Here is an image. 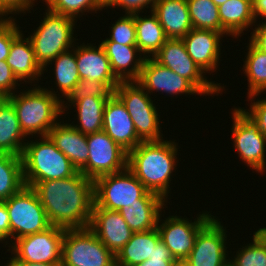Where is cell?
I'll return each mask as SVG.
<instances>
[{
    "mask_svg": "<svg viewBox=\"0 0 266 266\" xmlns=\"http://www.w3.org/2000/svg\"><path fill=\"white\" fill-rule=\"evenodd\" d=\"M53 226L88 228L94 206V182L77 171L59 180L39 181L32 186Z\"/></svg>",
    "mask_w": 266,
    "mask_h": 266,
    "instance_id": "1",
    "label": "cell"
},
{
    "mask_svg": "<svg viewBox=\"0 0 266 266\" xmlns=\"http://www.w3.org/2000/svg\"><path fill=\"white\" fill-rule=\"evenodd\" d=\"M176 140L141 142L127 153V168L145 186L166 201L172 173L177 169L178 143ZM177 162V163H176ZM170 188V189H169Z\"/></svg>",
    "mask_w": 266,
    "mask_h": 266,
    "instance_id": "2",
    "label": "cell"
},
{
    "mask_svg": "<svg viewBox=\"0 0 266 266\" xmlns=\"http://www.w3.org/2000/svg\"><path fill=\"white\" fill-rule=\"evenodd\" d=\"M35 85L32 89L28 88L7 97L16 110L23 133L28 138L31 135L32 138L33 135L36 137L37 134L39 137L48 136L49 131L60 121L58 117L64 114L60 94H56L58 91Z\"/></svg>",
    "mask_w": 266,
    "mask_h": 266,
    "instance_id": "3",
    "label": "cell"
},
{
    "mask_svg": "<svg viewBox=\"0 0 266 266\" xmlns=\"http://www.w3.org/2000/svg\"><path fill=\"white\" fill-rule=\"evenodd\" d=\"M93 182V208L119 211L135 203H168L160 195L148 191L127 167L122 171L98 177Z\"/></svg>",
    "mask_w": 266,
    "mask_h": 266,
    "instance_id": "4",
    "label": "cell"
},
{
    "mask_svg": "<svg viewBox=\"0 0 266 266\" xmlns=\"http://www.w3.org/2000/svg\"><path fill=\"white\" fill-rule=\"evenodd\" d=\"M21 157L24 182L29 187L39 181L65 179L77 172L49 136L27 141Z\"/></svg>",
    "mask_w": 266,
    "mask_h": 266,
    "instance_id": "5",
    "label": "cell"
},
{
    "mask_svg": "<svg viewBox=\"0 0 266 266\" xmlns=\"http://www.w3.org/2000/svg\"><path fill=\"white\" fill-rule=\"evenodd\" d=\"M39 27L28 36L36 61L44 68L60 53L74 47V29L77 19L53 12L47 8ZM76 21V22H75Z\"/></svg>",
    "mask_w": 266,
    "mask_h": 266,
    "instance_id": "6",
    "label": "cell"
},
{
    "mask_svg": "<svg viewBox=\"0 0 266 266\" xmlns=\"http://www.w3.org/2000/svg\"><path fill=\"white\" fill-rule=\"evenodd\" d=\"M114 94L124 104L142 142L161 141L160 115L151 95L136 81H121Z\"/></svg>",
    "mask_w": 266,
    "mask_h": 266,
    "instance_id": "7",
    "label": "cell"
},
{
    "mask_svg": "<svg viewBox=\"0 0 266 266\" xmlns=\"http://www.w3.org/2000/svg\"><path fill=\"white\" fill-rule=\"evenodd\" d=\"M10 219V242L46 230L51 226L44 207L32 187L20 191L3 201ZM13 239V240H12Z\"/></svg>",
    "mask_w": 266,
    "mask_h": 266,
    "instance_id": "8",
    "label": "cell"
},
{
    "mask_svg": "<svg viewBox=\"0 0 266 266\" xmlns=\"http://www.w3.org/2000/svg\"><path fill=\"white\" fill-rule=\"evenodd\" d=\"M63 266H116L115 255L89 229H66L62 241Z\"/></svg>",
    "mask_w": 266,
    "mask_h": 266,
    "instance_id": "9",
    "label": "cell"
},
{
    "mask_svg": "<svg viewBox=\"0 0 266 266\" xmlns=\"http://www.w3.org/2000/svg\"><path fill=\"white\" fill-rule=\"evenodd\" d=\"M152 58L187 79L201 95H218L224 89L220 83L207 80L206 74L188 55L182 39H168Z\"/></svg>",
    "mask_w": 266,
    "mask_h": 266,
    "instance_id": "10",
    "label": "cell"
},
{
    "mask_svg": "<svg viewBox=\"0 0 266 266\" xmlns=\"http://www.w3.org/2000/svg\"><path fill=\"white\" fill-rule=\"evenodd\" d=\"M65 230L51 225L44 231L14 240L7 251H11L13 260L45 264L61 263Z\"/></svg>",
    "mask_w": 266,
    "mask_h": 266,
    "instance_id": "11",
    "label": "cell"
},
{
    "mask_svg": "<svg viewBox=\"0 0 266 266\" xmlns=\"http://www.w3.org/2000/svg\"><path fill=\"white\" fill-rule=\"evenodd\" d=\"M233 109L231 139L234 149L243 163L261 174L266 171V137L239 107Z\"/></svg>",
    "mask_w": 266,
    "mask_h": 266,
    "instance_id": "12",
    "label": "cell"
},
{
    "mask_svg": "<svg viewBox=\"0 0 266 266\" xmlns=\"http://www.w3.org/2000/svg\"><path fill=\"white\" fill-rule=\"evenodd\" d=\"M161 217L160 215L157 224L161 241L167 246L176 261H185L195 245L199 230L213 215L204 211L194 219V222L177 215H170L163 221Z\"/></svg>",
    "mask_w": 266,
    "mask_h": 266,
    "instance_id": "13",
    "label": "cell"
},
{
    "mask_svg": "<svg viewBox=\"0 0 266 266\" xmlns=\"http://www.w3.org/2000/svg\"><path fill=\"white\" fill-rule=\"evenodd\" d=\"M89 156L87 164L80 170L91 180L116 173L127 167V152L103 130L87 135Z\"/></svg>",
    "mask_w": 266,
    "mask_h": 266,
    "instance_id": "14",
    "label": "cell"
},
{
    "mask_svg": "<svg viewBox=\"0 0 266 266\" xmlns=\"http://www.w3.org/2000/svg\"><path fill=\"white\" fill-rule=\"evenodd\" d=\"M219 220L213 216L199 230L195 245L185 260L189 266H227L229 264L228 247H226L227 231Z\"/></svg>",
    "mask_w": 266,
    "mask_h": 266,
    "instance_id": "15",
    "label": "cell"
},
{
    "mask_svg": "<svg viewBox=\"0 0 266 266\" xmlns=\"http://www.w3.org/2000/svg\"><path fill=\"white\" fill-rule=\"evenodd\" d=\"M148 94L165 92L169 95H196L201 93L184 77L162 66L152 57H146L139 78L136 80ZM153 91V92H152Z\"/></svg>",
    "mask_w": 266,
    "mask_h": 266,
    "instance_id": "16",
    "label": "cell"
},
{
    "mask_svg": "<svg viewBox=\"0 0 266 266\" xmlns=\"http://www.w3.org/2000/svg\"><path fill=\"white\" fill-rule=\"evenodd\" d=\"M88 228L114 255L134 233L119 211L106 208H93Z\"/></svg>",
    "mask_w": 266,
    "mask_h": 266,
    "instance_id": "17",
    "label": "cell"
},
{
    "mask_svg": "<svg viewBox=\"0 0 266 266\" xmlns=\"http://www.w3.org/2000/svg\"><path fill=\"white\" fill-rule=\"evenodd\" d=\"M102 130L127 153L142 142L130 114L115 94L105 104Z\"/></svg>",
    "mask_w": 266,
    "mask_h": 266,
    "instance_id": "18",
    "label": "cell"
},
{
    "mask_svg": "<svg viewBox=\"0 0 266 266\" xmlns=\"http://www.w3.org/2000/svg\"><path fill=\"white\" fill-rule=\"evenodd\" d=\"M225 35L213 30L195 29L182 38L191 59L206 74L215 72L220 65L221 39Z\"/></svg>",
    "mask_w": 266,
    "mask_h": 266,
    "instance_id": "19",
    "label": "cell"
},
{
    "mask_svg": "<svg viewBox=\"0 0 266 266\" xmlns=\"http://www.w3.org/2000/svg\"><path fill=\"white\" fill-rule=\"evenodd\" d=\"M90 44V45H89ZM75 45V57L80 79H89L104 83H120L113 73L110 61L101 45L91 43Z\"/></svg>",
    "mask_w": 266,
    "mask_h": 266,
    "instance_id": "20",
    "label": "cell"
},
{
    "mask_svg": "<svg viewBox=\"0 0 266 266\" xmlns=\"http://www.w3.org/2000/svg\"><path fill=\"white\" fill-rule=\"evenodd\" d=\"M99 44L105 50L111 69L120 81H136L139 78L146 57H142L137 45H122L112 41H102Z\"/></svg>",
    "mask_w": 266,
    "mask_h": 266,
    "instance_id": "21",
    "label": "cell"
},
{
    "mask_svg": "<svg viewBox=\"0 0 266 266\" xmlns=\"http://www.w3.org/2000/svg\"><path fill=\"white\" fill-rule=\"evenodd\" d=\"M63 123V124H61ZM56 147L70 160L71 164L80 171L89 156L87 135H84L69 123L58 122L48 133Z\"/></svg>",
    "mask_w": 266,
    "mask_h": 266,
    "instance_id": "22",
    "label": "cell"
},
{
    "mask_svg": "<svg viewBox=\"0 0 266 266\" xmlns=\"http://www.w3.org/2000/svg\"><path fill=\"white\" fill-rule=\"evenodd\" d=\"M152 11L168 39H182L193 28L186 0H157Z\"/></svg>",
    "mask_w": 266,
    "mask_h": 266,
    "instance_id": "23",
    "label": "cell"
},
{
    "mask_svg": "<svg viewBox=\"0 0 266 266\" xmlns=\"http://www.w3.org/2000/svg\"><path fill=\"white\" fill-rule=\"evenodd\" d=\"M21 32L13 41L6 63L11 67L17 79L25 83L38 81L45 72L36 61L35 53L30 39L24 38ZM40 77V78H39ZM36 80V81H35Z\"/></svg>",
    "mask_w": 266,
    "mask_h": 266,
    "instance_id": "24",
    "label": "cell"
},
{
    "mask_svg": "<svg viewBox=\"0 0 266 266\" xmlns=\"http://www.w3.org/2000/svg\"><path fill=\"white\" fill-rule=\"evenodd\" d=\"M218 9L221 27L228 37L231 35L239 38L243 35V31L256 24L253 0H228Z\"/></svg>",
    "mask_w": 266,
    "mask_h": 266,
    "instance_id": "25",
    "label": "cell"
},
{
    "mask_svg": "<svg viewBox=\"0 0 266 266\" xmlns=\"http://www.w3.org/2000/svg\"><path fill=\"white\" fill-rule=\"evenodd\" d=\"M25 137L28 136L21 129L16 110L6 99L0 105V153L22 156L27 141Z\"/></svg>",
    "mask_w": 266,
    "mask_h": 266,
    "instance_id": "26",
    "label": "cell"
},
{
    "mask_svg": "<svg viewBox=\"0 0 266 266\" xmlns=\"http://www.w3.org/2000/svg\"><path fill=\"white\" fill-rule=\"evenodd\" d=\"M160 240L157 228L134 232L130 240L115 255L116 266H135L150 259L153 249Z\"/></svg>",
    "mask_w": 266,
    "mask_h": 266,
    "instance_id": "27",
    "label": "cell"
},
{
    "mask_svg": "<svg viewBox=\"0 0 266 266\" xmlns=\"http://www.w3.org/2000/svg\"><path fill=\"white\" fill-rule=\"evenodd\" d=\"M139 14H134L136 45L144 57H153L168 38L152 10L145 17Z\"/></svg>",
    "mask_w": 266,
    "mask_h": 266,
    "instance_id": "28",
    "label": "cell"
},
{
    "mask_svg": "<svg viewBox=\"0 0 266 266\" xmlns=\"http://www.w3.org/2000/svg\"><path fill=\"white\" fill-rule=\"evenodd\" d=\"M109 98L85 97L70 104L76 107L77 117L79 121L74 126L84 135L93 134L103 129V112L106 102Z\"/></svg>",
    "mask_w": 266,
    "mask_h": 266,
    "instance_id": "29",
    "label": "cell"
},
{
    "mask_svg": "<svg viewBox=\"0 0 266 266\" xmlns=\"http://www.w3.org/2000/svg\"><path fill=\"white\" fill-rule=\"evenodd\" d=\"M165 203H135L119 210L133 232H145L157 228ZM163 208V209H162Z\"/></svg>",
    "mask_w": 266,
    "mask_h": 266,
    "instance_id": "30",
    "label": "cell"
},
{
    "mask_svg": "<svg viewBox=\"0 0 266 266\" xmlns=\"http://www.w3.org/2000/svg\"><path fill=\"white\" fill-rule=\"evenodd\" d=\"M52 63L55 65L53 70L55 74L54 78L56 79L55 84L60 91L59 93H61L59 99L64 101V99L61 98H66L76 83L80 80L75 57V45L74 48L60 53L56 58L51 60L43 68V71L47 69V66L50 65L51 67V65H53Z\"/></svg>",
    "mask_w": 266,
    "mask_h": 266,
    "instance_id": "31",
    "label": "cell"
},
{
    "mask_svg": "<svg viewBox=\"0 0 266 266\" xmlns=\"http://www.w3.org/2000/svg\"><path fill=\"white\" fill-rule=\"evenodd\" d=\"M25 186L21 156L0 153V202Z\"/></svg>",
    "mask_w": 266,
    "mask_h": 266,
    "instance_id": "32",
    "label": "cell"
},
{
    "mask_svg": "<svg viewBox=\"0 0 266 266\" xmlns=\"http://www.w3.org/2000/svg\"><path fill=\"white\" fill-rule=\"evenodd\" d=\"M247 47L242 70L247 77L249 97L266 91V53L257 49L250 41Z\"/></svg>",
    "mask_w": 266,
    "mask_h": 266,
    "instance_id": "33",
    "label": "cell"
},
{
    "mask_svg": "<svg viewBox=\"0 0 266 266\" xmlns=\"http://www.w3.org/2000/svg\"><path fill=\"white\" fill-rule=\"evenodd\" d=\"M192 27L220 32L228 35L221 27L219 9L212 0H186Z\"/></svg>",
    "mask_w": 266,
    "mask_h": 266,
    "instance_id": "34",
    "label": "cell"
},
{
    "mask_svg": "<svg viewBox=\"0 0 266 266\" xmlns=\"http://www.w3.org/2000/svg\"><path fill=\"white\" fill-rule=\"evenodd\" d=\"M252 238V243L239 248L232 260L229 258L231 266H266V227L255 231Z\"/></svg>",
    "mask_w": 266,
    "mask_h": 266,
    "instance_id": "35",
    "label": "cell"
},
{
    "mask_svg": "<svg viewBox=\"0 0 266 266\" xmlns=\"http://www.w3.org/2000/svg\"><path fill=\"white\" fill-rule=\"evenodd\" d=\"M118 85L119 83H104L89 79H80L65 98L67 102L62 101V111L65 113V111L69 110L70 103L72 104L85 97L110 98Z\"/></svg>",
    "mask_w": 266,
    "mask_h": 266,
    "instance_id": "36",
    "label": "cell"
},
{
    "mask_svg": "<svg viewBox=\"0 0 266 266\" xmlns=\"http://www.w3.org/2000/svg\"><path fill=\"white\" fill-rule=\"evenodd\" d=\"M49 10L72 17H82L83 13L105 10V0H43ZM81 13V14H80Z\"/></svg>",
    "mask_w": 266,
    "mask_h": 266,
    "instance_id": "37",
    "label": "cell"
},
{
    "mask_svg": "<svg viewBox=\"0 0 266 266\" xmlns=\"http://www.w3.org/2000/svg\"><path fill=\"white\" fill-rule=\"evenodd\" d=\"M110 37L103 41L117 42L122 45H136V26L134 14H125L112 24Z\"/></svg>",
    "mask_w": 266,
    "mask_h": 266,
    "instance_id": "38",
    "label": "cell"
},
{
    "mask_svg": "<svg viewBox=\"0 0 266 266\" xmlns=\"http://www.w3.org/2000/svg\"><path fill=\"white\" fill-rule=\"evenodd\" d=\"M13 16L0 17V61H6L12 41L22 32Z\"/></svg>",
    "mask_w": 266,
    "mask_h": 266,
    "instance_id": "39",
    "label": "cell"
},
{
    "mask_svg": "<svg viewBox=\"0 0 266 266\" xmlns=\"http://www.w3.org/2000/svg\"><path fill=\"white\" fill-rule=\"evenodd\" d=\"M257 96L259 97V95H252L248 97V99L251 100L250 109L247 110L241 107L239 108L266 137V98L258 100ZM254 98L257 101H254Z\"/></svg>",
    "mask_w": 266,
    "mask_h": 266,
    "instance_id": "40",
    "label": "cell"
},
{
    "mask_svg": "<svg viewBox=\"0 0 266 266\" xmlns=\"http://www.w3.org/2000/svg\"><path fill=\"white\" fill-rule=\"evenodd\" d=\"M176 262L170 250L160 240L153 249L150 259L135 266H174Z\"/></svg>",
    "mask_w": 266,
    "mask_h": 266,
    "instance_id": "41",
    "label": "cell"
},
{
    "mask_svg": "<svg viewBox=\"0 0 266 266\" xmlns=\"http://www.w3.org/2000/svg\"><path fill=\"white\" fill-rule=\"evenodd\" d=\"M157 0H105V8L120 7L125 10V14L140 13L142 10H152ZM150 6V7H149Z\"/></svg>",
    "mask_w": 266,
    "mask_h": 266,
    "instance_id": "42",
    "label": "cell"
},
{
    "mask_svg": "<svg viewBox=\"0 0 266 266\" xmlns=\"http://www.w3.org/2000/svg\"><path fill=\"white\" fill-rule=\"evenodd\" d=\"M18 82L20 81L13 74L6 61H0V95L9 97L15 94L17 85H20Z\"/></svg>",
    "mask_w": 266,
    "mask_h": 266,
    "instance_id": "43",
    "label": "cell"
},
{
    "mask_svg": "<svg viewBox=\"0 0 266 266\" xmlns=\"http://www.w3.org/2000/svg\"><path fill=\"white\" fill-rule=\"evenodd\" d=\"M37 0H0V17H8L9 14L26 13L34 7Z\"/></svg>",
    "mask_w": 266,
    "mask_h": 266,
    "instance_id": "44",
    "label": "cell"
},
{
    "mask_svg": "<svg viewBox=\"0 0 266 266\" xmlns=\"http://www.w3.org/2000/svg\"><path fill=\"white\" fill-rule=\"evenodd\" d=\"M253 29L250 36V42L260 51L266 53V23H259Z\"/></svg>",
    "mask_w": 266,
    "mask_h": 266,
    "instance_id": "45",
    "label": "cell"
},
{
    "mask_svg": "<svg viewBox=\"0 0 266 266\" xmlns=\"http://www.w3.org/2000/svg\"><path fill=\"white\" fill-rule=\"evenodd\" d=\"M10 239V219L6 204L0 202V242L9 244ZM7 240V241H5Z\"/></svg>",
    "mask_w": 266,
    "mask_h": 266,
    "instance_id": "46",
    "label": "cell"
},
{
    "mask_svg": "<svg viewBox=\"0 0 266 266\" xmlns=\"http://www.w3.org/2000/svg\"><path fill=\"white\" fill-rule=\"evenodd\" d=\"M254 5V15L256 19V23L258 19L262 18L260 22L266 23V0H253Z\"/></svg>",
    "mask_w": 266,
    "mask_h": 266,
    "instance_id": "47",
    "label": "cell"
},
{
    "mask_svg": "<svg viewBox=\"0 0 266 266\" xmlns=\"http://www.w3.org/2000/svg\"><path fill=\"white\" fill-rule=\"evenodd\" d=\"M9 259L10 260L7 261L8 263L5 264L4 266H63L62 263H49V264L30 263V262H22L18 260H13L11 257Z\"/></svg>",
    "mask_w": 266,
    "mask_h": 266,
    "instance_id": "48",
    "label": "cell"
},
{
    "mask_svg": "<svg viewBox=\"0 0 266 266\" xmlns=\"http://www.w3.org/2000/svg\"><path fill=\"white\" fill-rule=\"evenodd\" d=\"M212 1H213V3H214L216 6L219 7L220 5L226 3L228 0H212Z\"/></svg>",
    "mask_w": 266,
    "mask_h": 266,
    "instance_id": "49",
    "label": "cell"
},
{
    "mask_svg": "<svg viewBox=\"0 0 266 266\" xmlns=\"http://www.w3.org/2000/svg\"><path fill=\"white\" fill-rule=\"evenodd\" d=\"M174 266H189L185 261H177Z\"/></svg>",
    "mask_w": 266,
    "mask_h": 266,
    "instance_id": "50",
    "label": "cell"
},
{
    "mask_svg": "<svg viewBox=\"0 0 266 266\" xmlns=\"http://www.w3.org/2000/svg\"><path fill=\"white\" fill-rule=\"evenodd\" d=\"M7 99V97L0 95V105Z\"/></svg>",
    "mask_w": 266,
    "mask_h": 266,
    "instance_id": "51",
    "label": "cell"
}]
</instances>
